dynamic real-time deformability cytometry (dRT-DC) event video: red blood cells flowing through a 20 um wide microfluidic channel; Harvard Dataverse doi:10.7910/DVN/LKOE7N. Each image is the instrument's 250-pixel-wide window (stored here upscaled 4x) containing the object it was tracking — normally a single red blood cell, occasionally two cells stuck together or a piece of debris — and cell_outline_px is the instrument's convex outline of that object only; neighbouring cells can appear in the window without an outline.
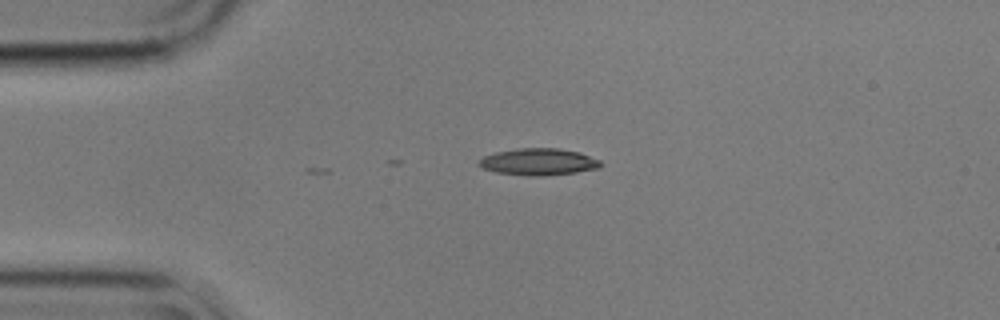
{"species": "common noctule bat (a hibernating species)", "species_latin": "Nyctalus noctula", "temperature_condition": "cold", "stored_images_in_passage": 2, "camera_frame_rate_fps": 3000, "um_per_image_px": 0.085, "animal": {"sex": "male", "body_mass_g": 17.9}, "frame": {"image": 1, "passage_image": 2, "time_ms": 0.333, "image_size_px": [1000, 320], "cell_outline_px": [[604, 164], [600, 168], [576, 172], [544, 176], [528, 176], [496, 172], [480, 168], [476, 164], [476, 160], [484, 156], [496, 152], [520, 148], [560, 148], [580, 152], [600, 160]], "centroid_in_image_um": [45.76, 13.76], "position_along_channel_um": 39.2, "area_um2": 19.36}}